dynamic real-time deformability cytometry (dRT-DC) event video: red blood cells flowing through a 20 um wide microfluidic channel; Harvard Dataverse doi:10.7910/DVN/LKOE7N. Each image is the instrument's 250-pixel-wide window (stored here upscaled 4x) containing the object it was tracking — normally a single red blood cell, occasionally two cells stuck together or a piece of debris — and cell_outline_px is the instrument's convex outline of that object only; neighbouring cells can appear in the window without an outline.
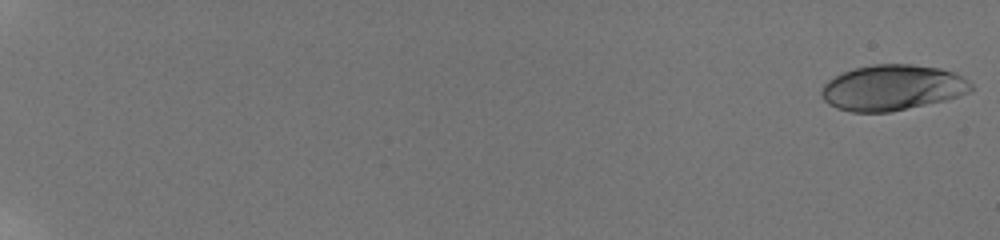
{"species": "human", "species_latin": "Homo sapiens", "temperature_condition": "room temperature", "stored_images_in_passage": 59, "camera_frame_rate_fps": 3000, "um_per_image_px": 0.085, "donor": {"sex": "male"}, "frame": {"image": 1, "passage_image": 1, "time_ms": 0.0, "image_size_px": [1000, 240], "cell_outline_px": [[972, 88], [968, 92], [944, 100], [888, 112], [852, 112], [836, 108], [828, 104], [820, 96], [820, 92], [824, 84], [828, 80], [844, 72], [856, 68], [872, 64], [912, 64], [940, 68], [956, 72], [968, 80], [972, 84]], "centroid_in_image_um": [75.82, 7.44], "position_along_channel_um": 9.2, "area_um2": 39.59}}
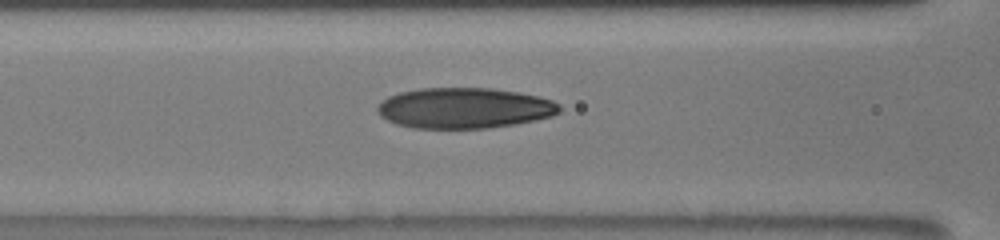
{"frame": {"image": 2, "passage_image": 30, "time_ms": 9.667, "image_size_px": [1000, 240], "cell_outline_px": [[560, 112], [552, 116], [516, 124], [488, 128], [412, 128], [396, 124], [380, 116], [376, 112], [376, 108], [388, 96], [400, 92], [420, 88], [492, 88], [520, 92], [552, 100], [560, 104]], "centroid_in_image_um": [39.46, 9.18], "position_along_channel_um": 127.1, "area_um2": 43.23}}
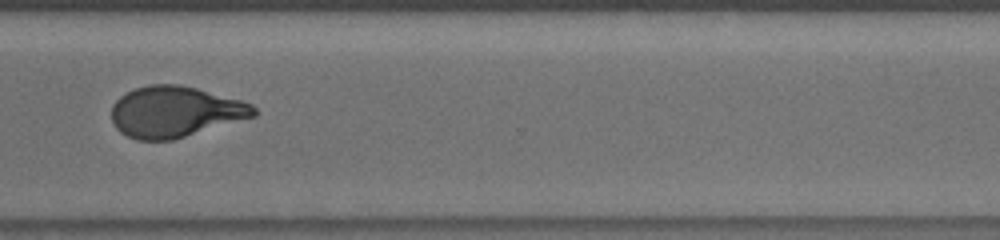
{"frame": {"image": 3, "passage_image": 48, "time_ms": 15.667, "image_size_px": [1000, 240], "cell_outline_px": [[260, 112], [256, 116], [172, 140], [136, 140], [120, 132], [112, 124], [112, 104], [120, 96], [136, 88], [148, 84], [180, 84], [196, 88], [240, 100], [252, 104]], "centroid_in_image_um": [14.88, 9.5], "position_along_channel_um": 355.7, "area_um2": 42.31}, "authors_computed_cell_mechanics": {"area_um2": 41.0958, "velocity_mm_per_s": 3.8127, "shape_relaxation_time_tau1_ms": 5.5124, "shape_relaxation_time_tau2_ms": 1.2379, "deformation_change_tau1": 0.2328, "deformation_change_tau2": 0.0834}}